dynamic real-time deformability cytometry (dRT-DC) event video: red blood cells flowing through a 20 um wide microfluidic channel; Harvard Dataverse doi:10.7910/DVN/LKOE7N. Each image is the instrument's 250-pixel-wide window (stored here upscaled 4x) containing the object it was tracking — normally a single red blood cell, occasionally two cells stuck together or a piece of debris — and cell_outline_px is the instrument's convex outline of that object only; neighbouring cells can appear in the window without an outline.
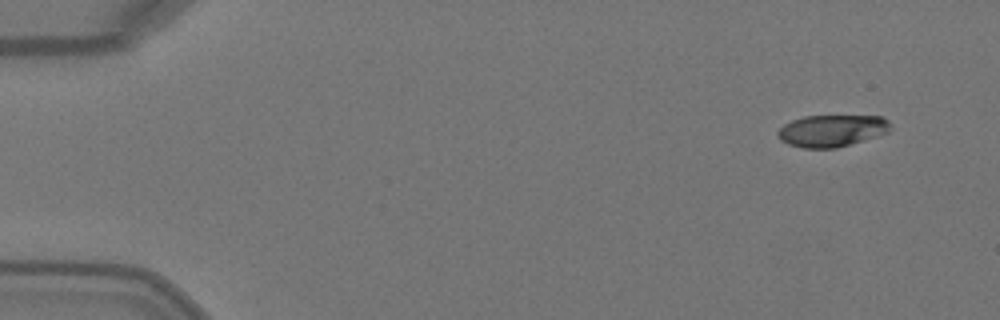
{"species": "Egyptian fruit bat (a non-hibernating species)", "species_latin": "Rousettus aegyptiacus", "temperature_condition": "warm", "stored_images_in_passage": 5, "camera_frame_rate_fps": 3000, "um_per_image_px": 0.085, "animal": {"sex": "female"}, "frame": {"image": 1, "passage_image": 1, "time_ms": 0.0, "image_size_px": [1000, 320], "cell_outline_px": [[892, 128], [888, 132], [876, 136], [836, 148], [804, 148], [788, 144], [780, 140], [776, 132], [784, 124], [792, 120], [804, 116], [884, 116], [892, 124]], "centroid_in_image_um": [70.71, 11.1], "position_along_channel_um": 14.3, "area_um2": 20.98}}
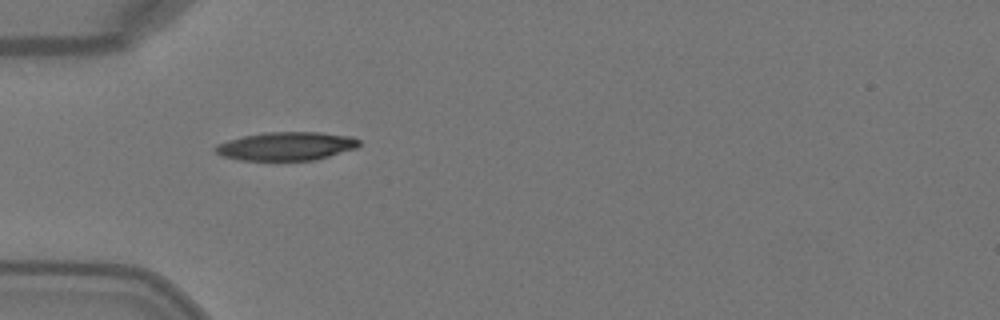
{"frame": {"image": 2, "passage_image": 4, "time_ms": 1.0, "image_size_px": [1000, 320], "cell_outline_px": [[360, 144], [356, 148], [316, 160], [240, 160], [220, 156], [212, 148], [216, 144], [228, 140], [244, 136], [264, 132], [320, 132], [352, 136], [360, 140]], "centroid_in_image_um": [24.32, 12.42], "position_along_channel_um": 60.7, "area_um2": 23.99}}
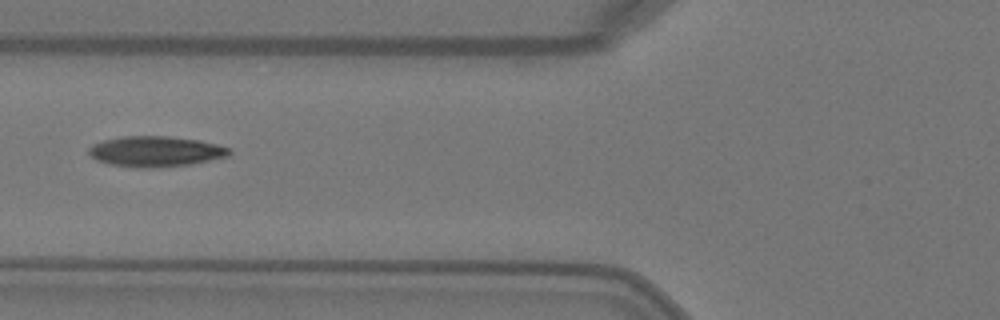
{"frame": {"image": 3, "passage_image": 5, "time_ms": 1.333, "image_size_px": [1000, 320], "cell_outline_px": [[232, 152], [228, 156], [192, 164], [152, 168], [136, 168], [108, 164], [96, 160], [88, 152], [88, 148], [92, 144], [104, 140], [124, 136], [168, 136], [200, 140], [216, 144], [228, 148]], "centroid_in_image_um": [13.2, 12.88], "position_along_channel_um": 112.6, "area_um2": 25.09}}